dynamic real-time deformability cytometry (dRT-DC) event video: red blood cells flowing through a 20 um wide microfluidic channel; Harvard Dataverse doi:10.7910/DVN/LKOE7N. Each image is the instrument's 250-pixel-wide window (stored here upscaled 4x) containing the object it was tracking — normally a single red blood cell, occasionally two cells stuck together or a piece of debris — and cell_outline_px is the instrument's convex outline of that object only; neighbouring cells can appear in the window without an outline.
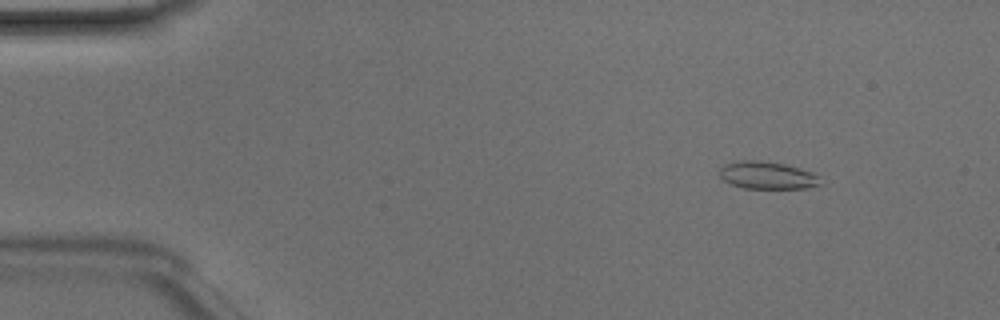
{"species": "Egyptian fruit bat (a non-hibernating species)", "species_latin": "Rousettus aegyptiacus", "temperature_condition": "room temperature", "stored_images_in_passage": 49, "camera_frame_rate_fps": 3000, "um_per_image_px": 0.085, "animal": {"sex": "male"}, "frame": {"image": 1, "passage_image": 6, "time_ms": 1.667, "image_size_px": [1000, 320], "cell_outline_px": [[824, 184], [804, 188], [744, 188], [732, 184], [724, 180], [720, 176], [720, 168], [724, 164], [736, 160], [756, 160], [784, 164], [800, 168], [812, 172]], "centroid_in_image_um": [65.2, 14.89], "position_along_channel_um": 19.8, "area_um2": 16.07}}
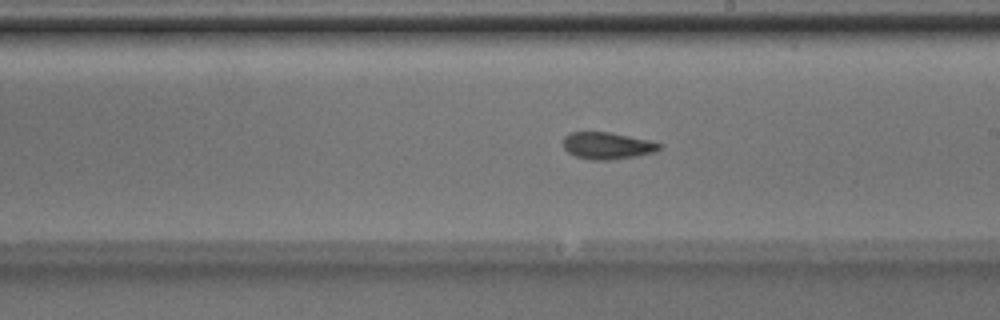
{"frame": {"image": 2, "passage_image": 28, "time_ms": 9.0, "image_size_px": [1000, 320], "cell_outline_px": [[664, 144], [656, 152], [636, 156], [612, 160], [588, 160], [576, 156], [568, 152], [564, 148], [564, 136], [568, 132], [612, 132], [648, 140]], "centroid_in_image_um": [51.63, 12.38], "position_along_channel_um": 237.4, "area_um2": 15.26}}
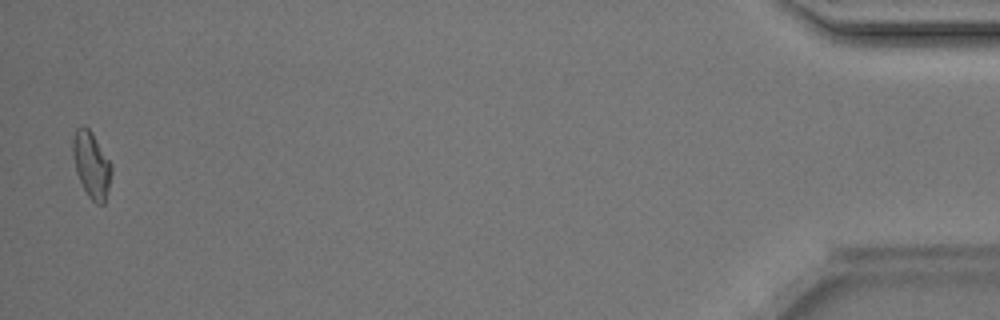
{"frame": {"image": 3, "passage_image": 48, "time_ms": 15.667, "image_size_px": [1000, 320], "cell_outline_px": [[112, 172], [104, 204], [96, 204], [88, 196], [76, 172], [72, 156], [72, 140], [76, 128], [84, 124], [92, 132], [112, 164]], "centroid_in_image_um": [7.76, 13.97], "position_along_channel_um": 427.4, "area_um2": 14.97}, "authors_computed_cell_mechanics": {"area_um2": 15.1436, "velocity_mm_per_s": 4.2007, "shape_relaxation_time_tau1_ms": null, "shape_relaxation_time_tau2_ms": 3.0027, "deformation_change_tau1": null, "deformation_change_tau2": 0.0919}}